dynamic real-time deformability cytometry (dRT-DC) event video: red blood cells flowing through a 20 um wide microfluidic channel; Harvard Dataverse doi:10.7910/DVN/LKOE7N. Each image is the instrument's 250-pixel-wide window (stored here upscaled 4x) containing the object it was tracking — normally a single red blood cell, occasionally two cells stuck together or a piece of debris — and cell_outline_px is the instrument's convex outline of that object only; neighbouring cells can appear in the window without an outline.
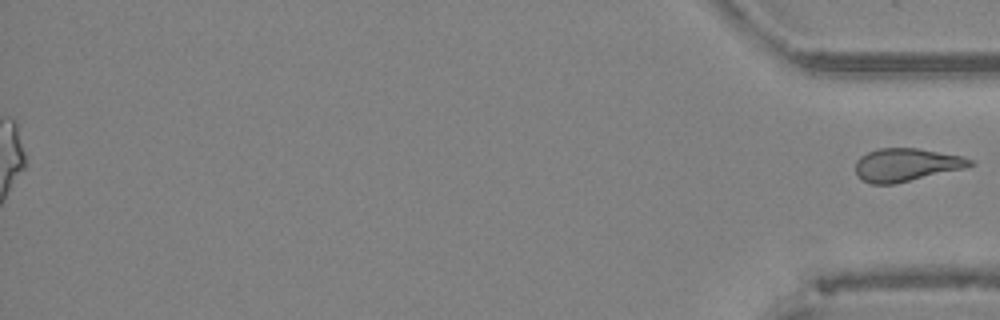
{"species": "Egyptian fruit bat (a non-hibernating species)", "species_latin": "Rousettus aegyptiacus", "temperature_condition": "cold", "stored_images_in_passage": 46, "segment_of_instrument_passage": [2, 2], "camera_frame_rate_fps": 3000, "um_per_image_px": 0.085, "animal": {"sex": "female"}, "frame": {"image": 1, "passage_image": 46, "time_ms": 15.0, "image_size_px": [1000, 320], "cell_outline_px": [[972, 164], [964, 168], [892, 184], [872, 184], [856, 176], [856, 160], [860, 156], [868, 152], [880, 148], [916, 148], [960, 156], [972, 160]], "centroid_in_image_um": [76.96, 14.01], "position_along_channel_um": 358.2, "area_um2": 21.56}}